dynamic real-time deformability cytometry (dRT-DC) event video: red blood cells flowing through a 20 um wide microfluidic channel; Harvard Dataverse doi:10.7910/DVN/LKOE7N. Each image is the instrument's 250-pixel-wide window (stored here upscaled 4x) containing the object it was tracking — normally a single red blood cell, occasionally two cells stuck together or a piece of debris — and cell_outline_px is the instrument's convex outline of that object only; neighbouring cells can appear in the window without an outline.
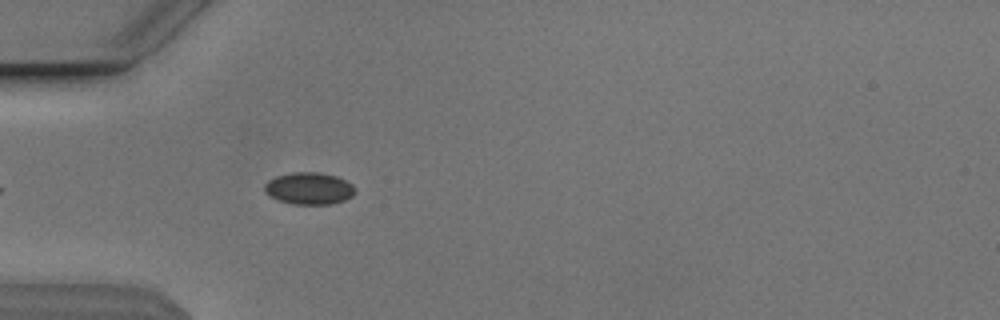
{"species": "Egyptian fruit bat (a non-hibernating species)", "species_latin": "Rousettus aegyptiacus", "temperature_condition": "cold", "stored_images_in_passage": 10, "camera_frame_rate_fps": 3000, "um_per_image_px": 0.085, "animal": {"sex": "male"}, "frame": {"image": 1, "passage_image": 6, "time_ms": 1.667, "image_size_px": [1000, 320], "cell_outline_px": [[356, 192], [352, 196], [344, 200], [332, 204], [292, 204], [268, 196], [264, 192], [264, 184], [268, 180], [276, 176], [292, 172], [320, 172], [336, 176], [352, 184], [356, 188]], "centroid_in_image_um": [26.26, 16.01], "position_along_channel_um": 58.7, "area_um2": 17.05}}